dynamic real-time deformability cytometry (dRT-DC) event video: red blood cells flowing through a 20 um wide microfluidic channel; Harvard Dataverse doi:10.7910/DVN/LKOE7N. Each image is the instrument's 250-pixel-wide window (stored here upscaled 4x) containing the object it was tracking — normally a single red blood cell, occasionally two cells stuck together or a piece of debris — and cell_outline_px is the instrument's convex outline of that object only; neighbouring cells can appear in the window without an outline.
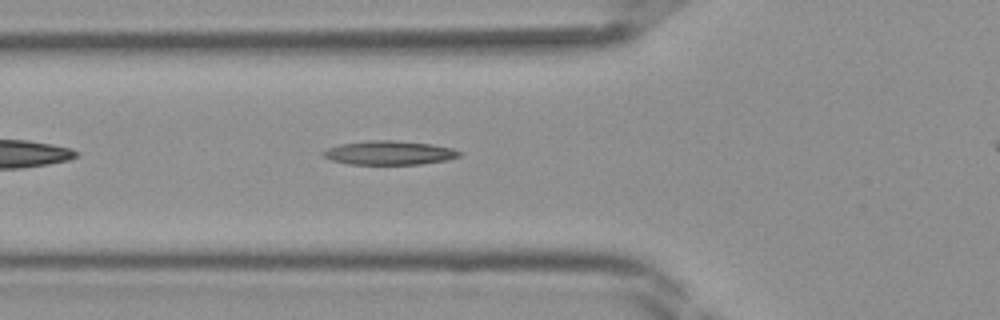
{"species": "Egyptian fruit bat (a non-hibernating species)", "species_latin": "Rousettus aegyptiacus", "temperature_condition": "room temperature", "stored_images_in_passage": 27, "camera_frame_rate_fps": 3000, "um_per_image_px": 0.085, "frame": {"image": 1, "passage_image": 4, "time_ms": 1.0, "image_size_px": [1000, 320], "cell_outline_px": [[460, 156], [448, 160], [420, 164], [348, 164], [332, 160], [320, 156], [320, 152], [328, 148], [340, 144], [368, 140], [392, 140], [432, 144], [452, 148], [460, 152]], "centroid_in_image_um": [33.04, 12.99], "position_along_channel_um": 92.8, "area_um2": 19.07}}
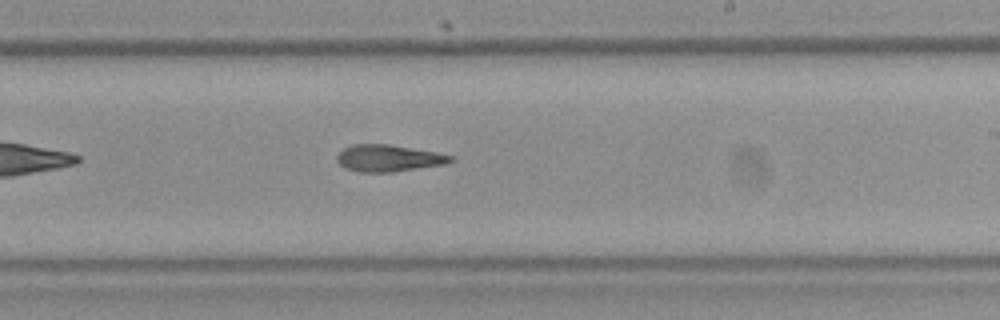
{"frame": {"image": 2, "passage_image": 14, "time_ms": 4.333, "image_size_px": [1000, 320], "cell_outline_px": [[456, 156], [452, 160], [444, 164], [392, 172], [360, 172], [344, 168], [336, 160], [336, 156], [344, 148], [352, 144], [388, 144], [436, 152]], "centroid_in_image_um": [33.0, 13.44], "position_along_channel_um": 256.0, "area_um2": 17.69}}
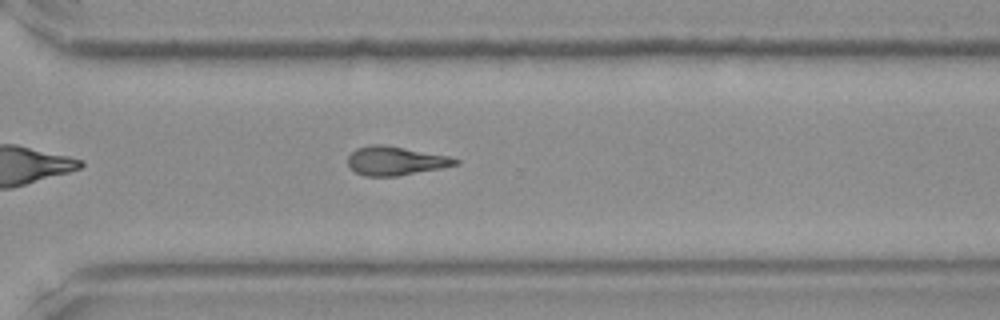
{"frame": {"image": 3, "passage_image": 19, "time_ms": 6.0, "image_size_px": [1000, 320], "cell_outline_px": [[460, 164], [440, 168], [396, 176], [364, 176], [348, 168], [348, 156], [356, 148], [372, 144], [384, 144], [448, 156], [460, 160]], "centroid_in_image_um": [33.58, 13.67], "position_along_channel_um": 337.0, "area_um2": 18.03}}